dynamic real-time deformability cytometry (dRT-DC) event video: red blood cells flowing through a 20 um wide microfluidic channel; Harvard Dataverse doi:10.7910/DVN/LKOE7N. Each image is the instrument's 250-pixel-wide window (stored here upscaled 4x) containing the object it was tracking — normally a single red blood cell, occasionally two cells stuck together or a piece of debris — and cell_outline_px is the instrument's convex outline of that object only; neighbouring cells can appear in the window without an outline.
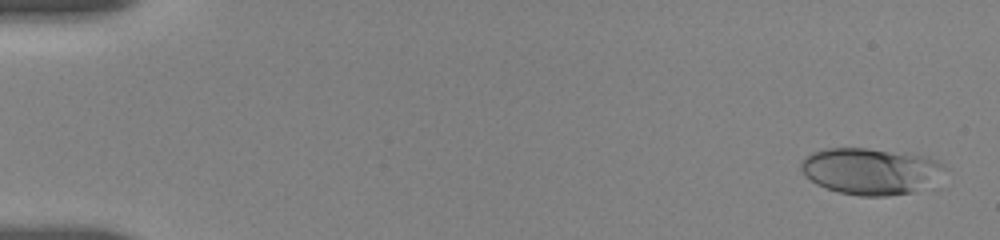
{"species": "human", "species_latin": "Homo sapiens", "temperature_condition": "room temperature", "stored_images_in_passage": 19, "camera_frame_rate_fps": 3000, "um_per_image_px": 0.085, "donor": {"sex": "female"}, "frame": {"image": 1, "passage_image": 2, "time_ms": 0.333, "image_size_px": [1000, 240], "cell_outline_px": [[948, 168], [912, 192], [888, 196], [860, 196], [840, 192], [816, 184], [800, 168], [800, 160], [804, 156], [812, 152], [824, 148], [868, 148], [928, 156], [944, 164]], "centroid_in_image_um": [73.93, 14.52], "position_along_channel_um": 11.1, "area_um2": 38.38}}
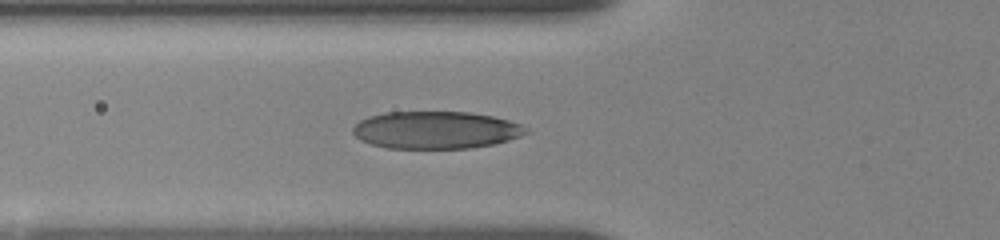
{"frame": {"image": 2, "passage_image": 17, "time_ms": 6.333, "image_size_px": [1000, 240], "cell_outline_px": [[528, 132], [520, 136], [496, 144], [472, 148], [388, 148], [372, 144], [360, 140], [352, 132], [352, 128], [360, 120], [368, 116], [384, 112], [468, 112], [492, 116], [508, 120], [520, 124], [528, 128]], "centroid_in_image_um": [37.04, 11.05], "position_along_channel_um": 88.8, "area_um2": 37.8}}
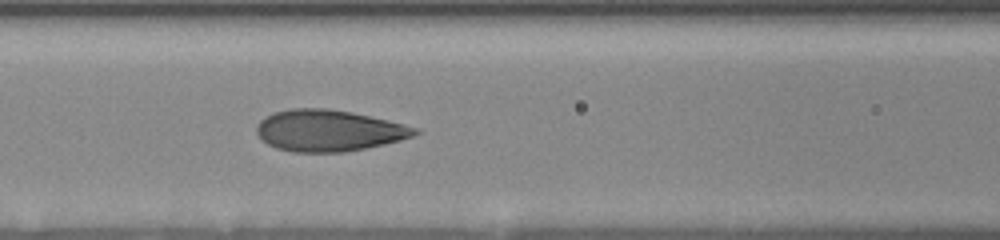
{"frame": {"image": 3, "passage_image": 19, "time_ms": 7.667, "image_size_px": [1000, 240], "cell_outline_px": [[420, 132], [412, 136], [400, 140], [368, 148], [344, 152], [292, 152], [276, 148], [260, 140], [256, 132], [256, 124], [264, 116], [276, 112], [292, 108], [328, 108], [352, 112], [388, 120], [420, 128]], "centroid_in_image_um": [27.92, 11.1], "position_along_channel_um": 138.7, "area_um2": 38.49}}